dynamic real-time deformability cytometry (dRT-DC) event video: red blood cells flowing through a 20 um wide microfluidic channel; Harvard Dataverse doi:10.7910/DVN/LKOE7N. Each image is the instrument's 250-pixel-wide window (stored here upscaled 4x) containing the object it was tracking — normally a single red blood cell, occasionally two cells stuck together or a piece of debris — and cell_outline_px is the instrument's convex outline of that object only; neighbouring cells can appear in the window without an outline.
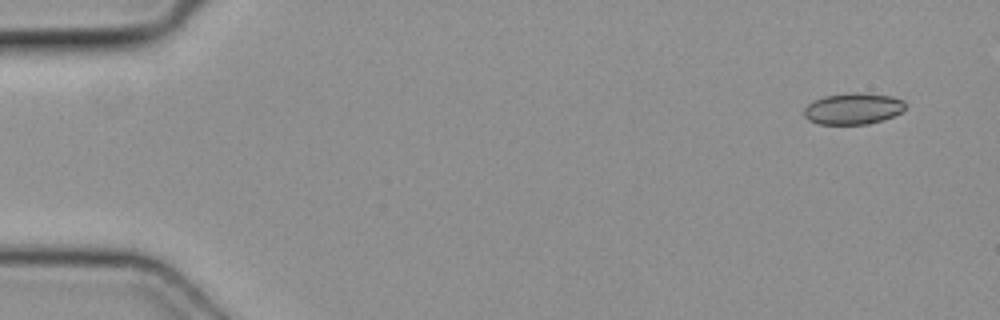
{"species": "common noctule bat (a hibernating species)", "species_latin": "Nyctalus noctula", "temperature_condition": "cold", "stored_images_in_passage": 5, "camera_frame_rate_fps": 3000, "um_per_image_px": 0.085, "animal": {"sex": "female", "body_mass_g": 19.3, "forearm_length_mm": 54.1}, "frame": {"image": 1, "passage_image": 1, "time_ms": 0.0, "image_size_px": [1000, 320], "cell_outline_px": [[904, 108], [900, 112], [892, 116], [868, 124], [820, 124], [808, 120], [804, 116], [804, 108], [808, 104], [824, 96], [852, 92], [864, 92], [892, 96], [904, 100]], "centroid_in_image_um": [72.5, 9.22], "position_along_channel_um": 12.5, "area_um2": 18.44}}